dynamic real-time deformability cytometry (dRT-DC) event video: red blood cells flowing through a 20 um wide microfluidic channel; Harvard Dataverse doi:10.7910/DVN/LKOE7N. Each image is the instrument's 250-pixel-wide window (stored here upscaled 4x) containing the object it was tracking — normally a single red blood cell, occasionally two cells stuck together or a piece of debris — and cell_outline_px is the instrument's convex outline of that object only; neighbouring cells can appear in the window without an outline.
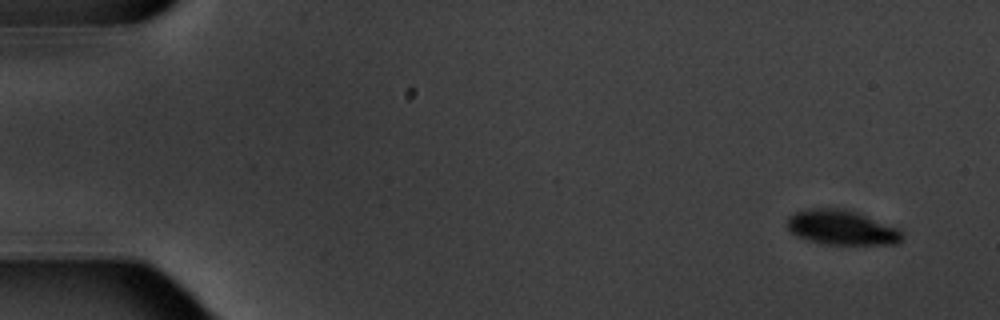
{"species": "common noctule bat (a hibernating species)", "species_latin": "Nyctalus noctula", "temperature_condition": "warm", "stored_images_in_passage": 5, "camera_frame_rate_fps": 3000, "um_per_image_px": 0.085, "animal": {"sex": "male", "body_mass_g": 20.1, "forearm_length_mm": 53.5}, "frame": {"image": 1, "passage_image": 1, "time_ms": 0.0, "image_size_px": [1000, 320], "cell_outline_px": [[904, 236], [896, 244], [824, 244], [808, 240], [796, 236], [788, 228], [788, 216], [796, 212], [808, 208], [844, 208], [860, 212], [900, 228], [904, 232]], "centroid_in_image_um": [71.59, 19.32], "position_along_channel_um": 13.4, "area_um2": 23.64}}
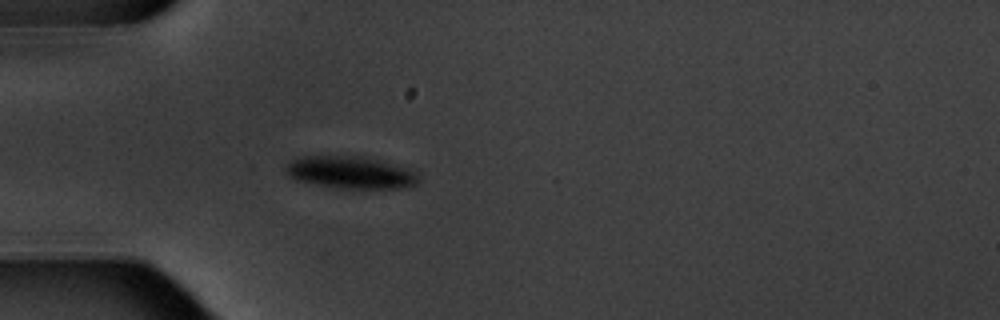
{"frame": {"image": 2, "passage_image": 5, "time_ms": 4.667, "image_size_px": [1000, 320], "cell_outline_px": [[420, 180], [416, 184], [404, 188], [336, 188], [296, 180], [288, 176], [284, 168], [292, 160], [304, 156], [360, 156], [408, 168], [420, 172]], "centroid_in_image_um": [29.83, 14.67], "position_along_channel_um": 55.2, "area_um2": 24.97}}